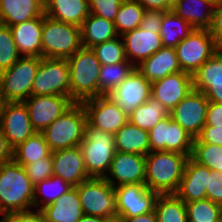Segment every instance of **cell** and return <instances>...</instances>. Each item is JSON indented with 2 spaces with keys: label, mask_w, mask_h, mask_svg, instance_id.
<instances>
[{
  "label": "cell",
  "mask_w": 222,
  "mask_h": 222,
  "mask_svg": "<svg viewBox=\"0 0 222 222\" xmlns=\"http://www.w3.org/2000/svg\"><path fill=\"white\" fill-rule=\"evenodd\" d=\"M120 222H157L156 213L154 211L141 214L135 217H119Z\"/></svg>",
  "instance_id": "53"
},
{
  "label": "cell",
  "mask_w": 222,
  "mask_h": 222,
  "mask_svg": "<svg viewBox=\"0 0 222 222\" xmlns=\"http://www.w3.org/2000/svg\"><path fill=\"white\" fill-rule=\"evenodd\" d=\"M32 95L70 97V69L67 59L40 57L32 84Z\"/></svg>",
  "instance_id": "9"
},
{
  "label": "cell",
  "mask_w": 222,
  "mask_h": 222,
  "mask_svg": "<svg viewBox=\"0 0 222 222\" xmlns=\"http://www.w3.org/2000/svg\"><path fill=\"white\" fill-rule=\"evenodd\" d=\"M205 126L222 128V104L209 102Z\"/></svg>",
  "instance_id": "50"
},
{
  "label": "cell",
  "mask_w": 222,
  "mask_h": 222,
  "mask_svg": "<svg viewBox=\"0 0 222 222\" xmlns=\"http://www.w3.org/2000/svg\"><path fill=\"white\" fill-rule=\"evenodd\" d=\"M193 89L209 102L222 104V50H218L193 75Z\"/></svg>",
  "instance_id": "21"
},
{
  "label": "cell",
  "mask_w": 222,
  "mask_h": 222,
  "mask_svg": "<svg viewBox=\"0 0 222 222\" xmlns=\"http://www.w3.org/2000/svg\"><path fill=\"white\" fill-rule=\"evenodd\" d=\"M192 30L191 25L173 10L165 12L159 33L163 47L175 48Z\"/></svg>",
  "instance_id": "34"
},
{
  "label": "cell",
  "mask_w": 222,
  "mask_h": 222,
  "mask_svg": "<svg viewBox=\"0 0 222 222\" xmlns=\"http://www.w3.org/2000/svg\"><path fill=\"white\" fill-rule=\"evenodd\" d=\"M208 106L209 101L205 95L193 89L169 112V115L189 136L196 139L205 126Z\"/></svg>",
  "instance_id": "12"
},
{
  "label": "cell",
  "mask_w": 222,
  "mask_h": 222,
  "mask_svg": "<svg viewBox=\"0 0 222 222\" xmlns=\"http://www.w3.org/2000/svg\"><path fill=\"white\" fill-rule=\"evenodd\" d=\"M216 4L215 0H174L172 10L193 29L209 30Z\"/></svg>",
  "instance_id": "26"
},
{
  "label": "cell",
  "mask_w": 222,
  "mask_h": 222,
  "mask_svg": "<svg viewBox=\"0 0 222 222\" xmlns=\"http://www.w3.org/2000/svg\"><path fill=\"white\" fill-rule=\"evenodd\" d=\"M117 217H135L154 211L158 193L145 184H125L114 187Z\"/></svg>",
  "instance_id": "14"
},
{
  "label": "cell",
  "mask_w": 222,
  "mask_h": 222,
  "mask_svg": "<svg viewBox=\"0 0 222 222\" xmlns=\"http://www.w3.org/2000/svg\"><path fill=\"white\" fill-rule=\"evenodd\" d=\"M84 164L89 177L105 178L116 152L114 134L85 125V136L80 143Z\"/></svg>",
  "instance_id": "5"
},
{
  "label": "cell",
  "mask_w": 222,
  "mask_h": 222,
  "mask_svg": "<svg viewBox=\"0 0 222 222\" xmlns=\"http://www.w3.org/2000/svg\"><path fill=\"white\" fill-rule=\"evenodd\" d=\"M82 47L92 48L97 44L113 40L118 35L113 21L90 13L81 25Z\"/></svg>",
  "instance_id": "30"
},
{
  "label": "cell",
  "mask_w": 222,
  "mask_h": 222,
  "mask_svg": "<svg viewBox=\"0 0 222 222\" xmlns=\"http://www.w3.org/2000/svg\"><path fill=\"white\" fill-rule=\"evenodd\" d=\"M21 57L10 26L0 23V69L4 71L12 67Z\"/></svg>",
  "instance_id": "42"
},
{
  "label": "cell",
  "mask_w": 222,
  "mask_h": 222,
  "mask_svg": "<svg viewBox=\"0 0 222 222\" xmlns=\"http://www.w3.org/2000/svg\"><path fill=\"white\" fill-rule=\"evenodd\" d=\"M87 115L82 103H74L41 133L52 152L80 146Z\"/></svg>",
  "instance_id": "4"
},
{
  "label": "cell",
  "mask_w": 222,
  "mask_h": 222,
  "mask_svg": "<svg viewBox=\"0 0 222 222\" xmlns=\"http://www.w3.org/2000/svg\"><path fill=\"white\" fill-rule=\"evenodd\" d=\"M44 14V0H0V23L13 26Z\"/></svg>",
  "instance_id": "29"
},
{
  "label": "cell",
  "mask_w": 222,
  "mask_h": 222,
  "mask_svg": "<svg viewBox=\"0 0 222 222\" xmlns=\"http://www.w3.org/2000/svg\"><path fill=\"white\" fill-rule=\"evenodd\" d=\"M40 211L45 222H78L84 215L80 197L75 187Z\"/></svg>",
  "instance_id": "27"
},
{
  "label": "cell",
  "mask_w": 222,
  "mask_h": 222,
  "mask_svg": "<svg viewBox=\"0 0 222 222\" xmlns=\"http://www.w3.org/2000/svg\"><path fill=\"white\" fill-rule=\"evenodd\" d=\"M123 0H89L90 13L114 22Z\"/></svg>",
  "instance_id": "44"
},
{
  "label": "cell",
  "mask_w": 222,
  "mask_h": 222,
  "mask_svg": "<svg viewBox=\"0 0 222 222\" xmlns=\"http://www.w3.org/2000/svg\"><path fill=\"white\" fill-rule=\"evenodd\" d=\"M44 14L54 20L81 27L89 16V0H44Z\"/></svg>",
  "instance_id": "28"
},
{
  "label": "cell",
  "mask_w": 222,
  "mask_h": 222,
  "mask_svg": "<svg viewBox=\"0 0 222 222\" xmlns=\"http://www.w3.org/2000/svg\"><path fill=\"white\" fill-rule=\"evenodd\" d=\"M101 65L116 64L128 61L125 55L123 39L115 38L95 45L91 48Z\"/></svg>",
  "instance_id": "41"
},
{
  "label": "cell",
  "mask_w": 222,
  "mask_h": 222,
  "mask_svg": "<svg viewBox=\"0 0 222 222\" xmlns=\"http://www.w3.org/2000/svg\"><path fill=\"white\" fill-rule=\"evenodd\" d=\"M209 168L188 159L184 175L175 193L184 203L206 198Z\"/></svg>",
  "instance_id": "25"
},
{
  "label": "cell",
  "mask_w": 222,
  "mask_h": 222,
  "mask_svg": "<svg viewBox=\"0 0 222 222\" xmlns=\"http://www.w3.org/2000/svg\"><path fill=\"white\" fill-rule=\"evenodd\" d=\"M33 197L34 185L24 167L14 159L0 164V214L31 210Z\"/></svg>",
  "instance_id": "2"
},
{
  "label": "cell",
  "mask_w": 222,
  "mask_h": 222,
  "mask_svg": "<svg viewBox=\"0 0 222 222\" xmlns=\"http://www.w3.org/2000/svg\"><path fill=\"white\" fill-rule=\"evenodd\" d=\"M192 90V75L181 71L152 82L151 97L170 112Z\"/></svg>",
  "instance_id": "19"
},
{
  "label": "cell",
  "mask_w": 222,
  "mask_h": 222,
  "mask_svg": "<svg viewBox=\"0 0 222 222\" xmlns=\"http://www.w3.org/2000/svg\"><path fill=\"white\" fill-rule=\"evenodd\" d=\"M33 185L53 175L52 154L31 164L22 165Z\"/></svg>",
  "instance_id": "43"
},
{
  "label": "cell",
  "mask_w": 222,
  "mask_h": 222,
  "mask_svg": "<svg viewBox=\"0 0 222 222\" xmlns=\"http://www.w3.org/2000/svg\"><path fill=\"white\" fill-rule=\"evenodd\" d=\"M169 116V111L158 100L150 97L128 114V121L139 128L150 131L163 118Z\"/></svg>",
  "instance_id": "32"
},
{
  "label": "cell",
  "mask_w": 222,
  "mask_h": 222,
  "mask_svg": "<svg viewBox=\"0 0 222 222\" xmlns=\"http://www.w3.org/2000/svg\"><path fill=\"white\" fill-rule=\"evenodd\" d=\"M151 151H171L191 155L193 138L169 116L163 118L149 132Z\"/></svg>",
  "instance_id": "13"
},
{
  "label": "cell",
  "mask_w": 222,
  "mask_h": 222,
  "mask_svg": "<svg viewBox=\"0 0 222 222\" xmlns=\"http://www.w3.org/2000/svg\"><path fill=\"white\" fill-rule=\"evenodd\" d=\"M209 32L214 39L216 48L222 50V3H218L214 7Z\"/></svg>",
  "instance_id": "46"
},
{
  "label": "cell",
  "mask_w": 222,
  "mask_h": 222,
  "mask_svg": "<svg viewBox=\"0 0 222 222\" xmlns=\"http://www.w3.org/2000/svg\"><path fill=\"white\" fill-rule=\"evenodd\" d=\"M135 68L151 83L182 71L173 47H162Z\"/></svg>",
  "instance_id": "24"
},
{
  "label": "cell",
  "mask_w": 222,
  "mask_h": 222,
  "mask_svg": "<svg viewBox=\"0 0 222 222\" xmlns=\"http://www.w3.org/2000/svg\"><path fill=\"white\" fill-rule=\"evenodd\" d=\"M52 154L41 132H35L13 149V159L20 165L31 164Z\"/></svg>",
  "instance_id": "33"
},
{
  "label": "cell",
  "mask_w": 222,
  "mask_h": 222,
  "mask_svg": "<svg viewBox=\"0 0 222 222\" xmlns=\"http://www.w3.org/2000/svg\"><path fill=\"white\" fill-rule=\"evenodd\" d=\"M116 151L146 156L151 152L149 133L131 122L123 125L115 134Z\"/></svg>",
  "instance_id": "31"
},
{
  "label": "cell",
  "mask_w": 222,
  "mask_h": 222,
  "mask_svg": "<svg viewBox=\"0 0 222 222\" xmlns=\"http://www.w3.org/2000/svg\"><path fill=\"white\" fill-rule=\"evenodd\" d=\"M206 198L222 206V173L209 169Z\"/></svg>",
  "instance_id": "45"
},
{
  "label": "cell",
  "mask_w": 222,
  "mask_h": 222,
  "mask_svg": "<svg viewBox=\"0 0 222 222\" xmlns=\"http://www.w3.org/2000/svg\"><path fill=\"white\" fill-rule=\"evenodd\" d=\"M154 212L157 222H188L186 205L176 194H159Z\"/></svg>",
  "instance_id": "35"
},
{
  "label": "cell",
  "mask_w": 222,
  "mask_h": 222,
  "mask_svg": "<svg viewBox=\"0 0 222 222\" xmlns=\"http://www.w3.org/2000/svg\"><path fill=\"white\" fill-rule=\"evenodd\" d=\"M53 175L76 187L90 178L84 164L80 146L52 152Z\"/></svg>",
  "instance_id": "22"
},
{
  "label": "cell",
  "mask_w": 222,
  "mask_h": 222,
  "mask_svg": "<svg viewBox=\"0 0 222 222\" xmlns=\"http://www.w3.org/2000/svg\"><path fill=\"white\" fill-rule=\"evenodd\" d=\"M108 173L105 179L113 187L145 184V156L116 151Z\"/></svg>",
  "instance_id": "18"
},
{
  "label": "cell",
  "mask_w": 222,
  "mask_h": 222,
  "mask_svg": "<svg viewBox=\"0 0 222 222\" xmlns=\"http://www.w3.org/2000/svg\"><path fill=\"white\" fill-rule=\"evenodd\" d=\"M190 158L201 166L222 173V146L193 141Z\"/></svg>",
  "instance_id": "40"
},
{
  "label": "cell",
  "mask_w": 222,
  "mask_h": 222,
  "mask_svg": "<svg viewBox=\"0 0 222 222\" xmlns=\"http://www.w3.org/2000/svg\"><path fill=\"white\" fill-rule=\"evenodd\" d=\"M159 33L160 30L141 29L139 27L121 35L127 60L136 67L138 63L161 49L163 45Z\"/></svg>",
  "instance_id": "20"
},
{
  "label": "cell",
  "mask_w": 222,
  "mask_h": 222,
  "mask_svg": "<svg viewBox=\"0 0 222 222\" xmlns=\"http://www.w3.org/2000/svg\"><path fill=\"white\" fill-rule=\"evenodd\" d=\"M145 10L171 11L174 0H137Z\"/></svg>",
  "instance_id": "51"
},
{
  "label": "cell",
  "mask_w": 222,
  "mask_h": 222,
  "mask_svg": "<svg viewBox=\"0 0 222 222\" xmlns=\"http://www.w3.org/2000/svg\"><path fill=\"white\" fill-rule=\"evenodd\" d=\"M23 102L36 132H42L74 104L70 97L59 95H31Z\"/></svg>",
  "instance_id": "15"
},
{
  "label": "cell",
  "mask_w": 222,
  "mask_h": 222,
  "mask_svg": "<svg viewBox=\"0 0 222 222\" xmlns=\"http://www.w3.org/2000/svg\"><path fill=\"white\" fill-rule=\"evenodd\" d=\"M109 219L99 217V216H90V215H83L78 222H108Z\"/></svg>",
  "instance_id": "54"
},
{
  "label": "cell",
  "mask_w": 222,
  "mask_h": 222,
  "mask_svg": "<svg viewBox=\"0 0 222 222\" xmlns=\"http://www.w3.org/2000/svg\"><path fill=\"white\" fill-rule=\"evenodd\" d=\"M215 1H216L217 4L222 3V0H215Z\"/></svg>",
  "instance_id": "57"
},
{
  "label": "cell",
  "mask_w": 222,
  "mask_h": 222,
  "mask_svg": "<svg viewBox=\"0 0 222 222\" xmlns=\"http://www.w3.org/2000/svg\"><path fill=\"white\" fill-rule=\"evenodd\" d=\"M71 188L68 182H65L60 176L52 175L51 177L41 181L34 185V197H33V205L38 207V210L46 207L49 204L55 202L62 194L67 193ZM43 198L42 203L39 201V195ZM43 204V205H42ZM40 207V208H39Z\"/></svg>",
  "instance_id": "36"
},
{
  "label": "cell",
  "mask_w": 222,
  "mask_h": 222,
  "mask_svg": "<svg viewBox=\"0 0 222 222\" xmlns=\"http://www.w3.org/2000/svg\"><path fill=\"white\" fill-rule=\"evenodd\" d=\"M43 15L29 21L10 26L14 42L20 55L42 57Z\"/></svg>",
  "instance_id": "23"
},
{
  "label": "cell",
  "mask_w": 222,
  "mask_h": 222,
  "mask_svg": "<svg viewBox=\"0 0 222 222\" xmlns=\"http://www.w3.org/2000/svg\"><path fill=\"white\" fill-rule=\"evenodd\" d=\"M151 82L136 68L108 96L127 114L151 97Z\"/></svg>",
  "instance_id": "17"
},
{
  "label": "cell",
  "mask_w": 222,
  "mask_h": 222,
  "mask_svg": "<svg viewBox=\"0 0 222 222\" xmlns=\"http://www.w3.org/2000/svg\"><path fill=\"white\" fill-rule=\"evenodd\" d=\"M188 222H222V206L205 198L185 203Z\"/></svg>",
  "instance_id": "39"
},
{
  "label": "cell",
  "mask_w": 222,
  "mask_h": 222,
  "mask_svg": "<svg viewBox=\"0 0 222 222\" xmlns=\"http://www.w3.org/2000/svg\"><path fill=\"white\" fill-rule=\"evenodd\" d=\"M75 188L84 215L118 219L114 187L105 178L90 177Z\"/></svg>",
  "instance_id": "7"
},
{
  "label": "cell",
  "mask_w": 222,
  "mask_h": 222,
  "mask_svg": "<svg viewBox=\"0 0 222 222\" xmlns=\"http://www.w3.org/2000/svg\"><path fill=\"white\" fill-rule=\"evenodd\" d=\"M13 159V149L8 145L4 132L0 126V164Z\"/></svg>",
  "instance_id": "52"
},
{
  "label": "cell",
  "mask_w": 222,
  "mask_h": 222,
  "mask_svg": "<svg viewBox=\"0 0 222 222\" xmlns=\"http://www.w3.org/2000/svg\"><path fill=\"white\" fill-rule=\"evenodd\" d=\"M0 126L12 149L36 132L24 102H4L0 111Z\"/></svg>",
  "instance_id": "16"
},
{
  "label": "cell",
  "mask_w": 222,
  "mask_h": 222,
  "mask_svg": "<svg viewBox=\"0 0 222 222\" xmlns=\"http://www.w3.org/2000/svg\"><path fill=\"white\" fill-rule=\"evenodd\" d=\"M164 11L145 10L143 19L140 23L141 29L160 30Z\"/></svg>",
  "instance_id": "48"
},
{
  "label": "cell",
  "mask_w": 222,
  "mask_h": 222,
  "mask_svg": "<svg viewBox=\"0 0 222 222\" xmlns=\"http://www.w3.org/2000/svg\"><path fill=\"white\" fill-rule=\"evenodd\" d=\"M3 103H4V101H3V99H2L1 90H0V111H1V109H2Z\"/></svg>",
  "instance_id": "55"
},
{
  "label": "cell",
  "mask_w": 222,
  "mask_h": 222,
  "mask_svg": "<svg viewBox=\"0 0 222 222\" xmlns=\"http://www.w3.org/2000/svg\"><path fill=\"white\" fill-rule=\"evenodd\" d=\"M42 57L69 58L82 47L81 28L43 14Z\"/></svg>",
  "instance_id": "6"
},
{
  "label": "cell",
  "mask_w": 222,
  "mask_h": 222,
  "mask_svg": "<svg viewBox=\"0 0 222 222\" xmlns=\"http://www.w3.org/2000/svg\"><path fill=\"white\" fill-rule=\"evenodd\" d=\"M193 141H202L203 143H211L217 146H222V128L204 126L199 136Z\"/></svg>",
  "instance_id": "49"
},
{
  "label": "cell",
  "mask_w": 222,
  "mask_h": 222,
  "mask_svg": "<svg viewBox=\"0 0 222 222\" xmlns=\"http://www.w3.org/2000/svg\"><path fill=\"white\" fill-rule=\"evenodd\" d=\"M191 155L151 151L145 156V186L158 194H175Z\"/></svg>",
  "instance_id": "1"
},
{
  "label": "cell",
  "mask_w": 222,
  "mask_h": 222,
  "mask_svg": "<svg viewBox=\"0 0 222 222\" xmlns=\"http://www.w3.org/2000/svg\"><path fill=\"white\" fill-rule=\"evenodd\" d=\"M39 64V57L22 56L2 72L0 90L4 102H23L32 95V84Z\"/></svg>",
  "instance_id": "8"
},
{
  "label": "cell",
  "mask_w": 222,
  "mask_h": 222,
  "mask_svg": "<svg viewBox=\"0 0 222 222\" xmlns=\"http://www.w3.org/2000/svg\"><path fill=\"white\" fill-rule=\"evenodd\" d=\"M108 222H120L118 219L109 220Z\"/></svg>",
  "instance_id": "56"
},
{
  "label": "cell",
  "mask_w": 222,
  "mask_h": 222,
  "mask_svg": "<svg viewBox=\"0 0 222 222\" xmlns=\"http://www.w3.org/2000/svg\"><path fill=\"white\" fill-rule=\"evenodd\" d=\"M70 69V98L74 103L99 96L101 63L91 48L81 47L67 58Z\"/></svg>",
  "instance_id": "3"
},
{
  "label": "cell",
  "mask_w": 222,
  "mask_h": 222,
  "mask_svg": "<svg viewBox=\"0 0 222 222\" xmlns=\"http://www.w3.org/2000/svg\"><path fill=\"white\" fill-rule=\"evenodd\" d=\"M175 51L181 70L193 75L218 49L209 30L193 29Z\"/></svg>",
  "instance_id": "10"
},
{
  "label": "cell",
  "mask_w": 222,
  "mask_h": 222,
  "mask_svg": "<svg viewBox=\"0 0 222 222\" xmlns=\"http://www.w3.org/2000/svg\"><path fill=\"white\" fill-rule=\"evenodd\" d=\"M82 105L87 115V123L104 132L115 134L128 122V114L108 95L83 101Z\"/></svg>",
  "instance_id": "11"
},
{
  "label": "cell",
  "mask_w": 222,
  "mask_h": 222,
  "mask_svg": "<svg viewBox=\"0 0 222 222\" xmlns=\"http://www.w3.org/2000/svg\"><path fill=\"white\" fill-rule=\"evenodd\" d=\"M145 8L137 0H123L114 24L119 36L140 27Z\"/></svg>",
  "instance_id": "38"
},
{
  "label": "cell",
  "mask_w": 222,
  "mask_h": 222,
  "mask_svg": "<svg viewBox=\"0 0 222 222\" xmlns=\"http://www.w3.org/2000/svg\"><path fill=\"white\" fill-rule=\"evenodd\" d=\"M135 69L129 61L101 65L99 74V96L109 95Z\"/></svg>",
  "instance_id": "37"
},
{
  "label": "cell",
  "mask_w": 222,
  "mask_h": 222,
  "mask_svg": "<svg viewBox=\"0 0 222 222\" xmlns=\"http://www.w3.org/2000/svg\"><path fill=\"white\" fill-rule=\"evenodd\" d=\"M0 222H45L40 210H28L7 214L1 218Z\"/></svg>",
  "instance_id": "47"
}]
</instances>
